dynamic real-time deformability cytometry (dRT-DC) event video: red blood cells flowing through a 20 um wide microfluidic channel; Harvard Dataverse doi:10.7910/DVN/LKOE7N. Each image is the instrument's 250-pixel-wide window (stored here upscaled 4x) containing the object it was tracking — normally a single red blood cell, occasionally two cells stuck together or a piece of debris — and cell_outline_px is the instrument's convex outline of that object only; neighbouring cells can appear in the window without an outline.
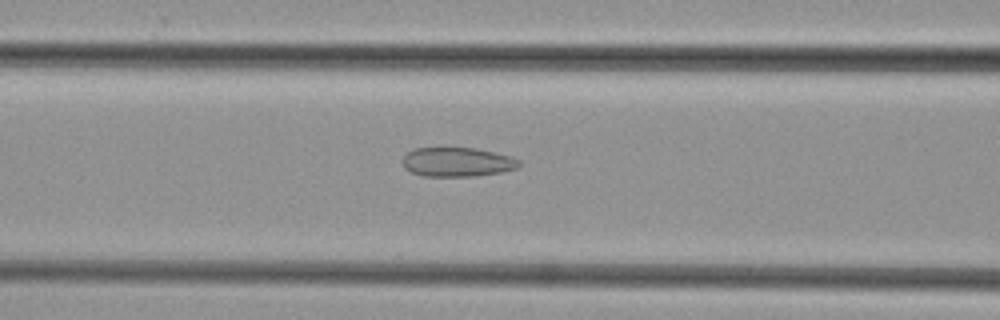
{"species": "common noctule bat (a hibernating species)", "species_latin": "Nyctalus noctula", "temperature_condition": "cold", "stored_images_in_passage": 47, "camera_frame_rate_fps": 3000, "um_per_image_px": 0.085, "animal": {"sex": "female", "body_mass_g": 29.2, "forearm_length_mm": 56.3}, "frame": {"image": 1, "passage_image": 19, "time_ms": 6.0, "image_size_px": [1000, 320], "cell_outline_px": [[520, 164], [516, 168], [500, 172], [476, 176], [424, 176], [412, 172], [404, 168], [404, 156], [408, 152], [416, 148], [476, 148], [512, 156], [520, 160]], "centroid_in_image_um": [38.89, 13.77], "position_along_channel_um": 127.7, "area_um2": 19.71}}
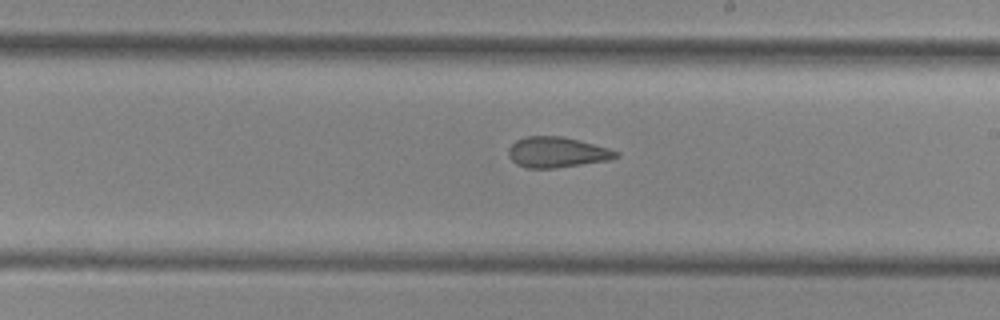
{"frame": {"image": 2, "passage_image": 27, "time_ms": 8.667, "image_size_px": [1000, 320], "cell_outline_px": [[620, 156], [612, 160], [556, 168], [524, 168], [516, 164], [508, 156], [508, 148], [516, 140], [528, 136], [564, 136], [580, 140], [608, 148], [620, 152]], "centroid_in_image_um": [47.36, 12.95], "position_along_channel_um": 241.6, "area_um2": 19.42}}
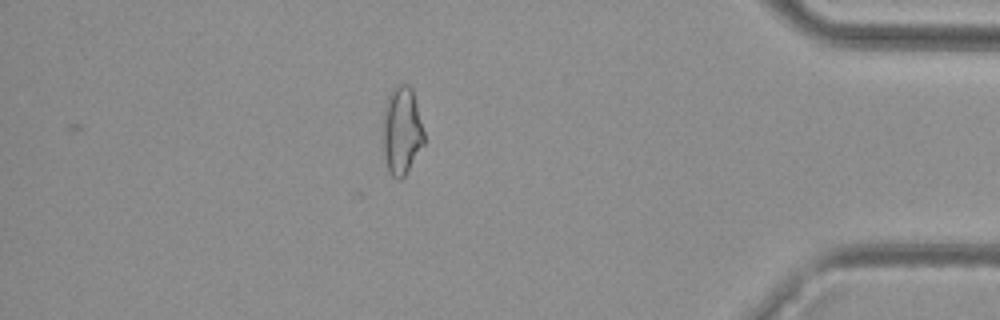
{"frame": {"image": 3, "passage_image": 41, "time_ms": 13.333, "image_size_px": [1000, 320], "cell_outline_px": [[424, 144], [404, 176], [400, 180], [392, 176], [388, 172], [384, 156], [384, 108], [388, 96], [392, 88], [396, 84], [408, 84], [412, 88], [424, 132]], "centroid_in_image_um": [34.15, 11.1], "position_along_channel_um": 401.1, "area_um2": 20.92}}